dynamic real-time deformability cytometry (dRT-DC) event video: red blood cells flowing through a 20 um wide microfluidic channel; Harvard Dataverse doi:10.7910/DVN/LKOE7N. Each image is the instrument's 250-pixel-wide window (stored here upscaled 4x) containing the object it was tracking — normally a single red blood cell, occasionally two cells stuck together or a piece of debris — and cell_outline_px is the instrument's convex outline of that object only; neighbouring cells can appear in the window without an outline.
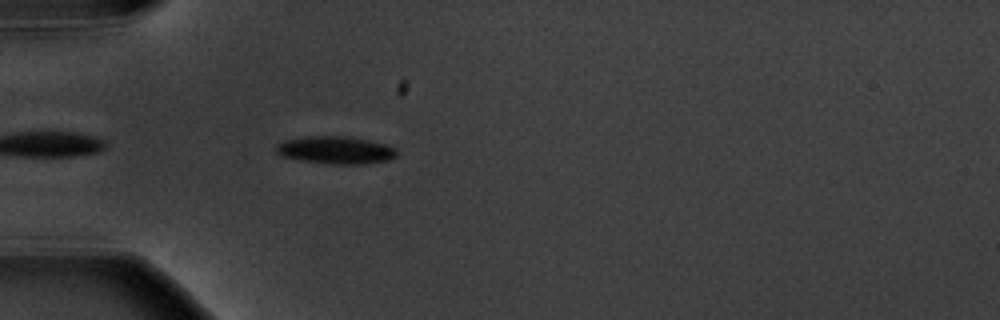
{"species": "common noctule bat (a hibernating species)", "species_latin": "Nyctalus noctula", "temperature_condition": "warm", "stored_images_in_passage": 4, "camera_frame_rate_fps": 3000, "um_per_image_px": 0.085, "animal": {"sex": "male", "body_mass_g": 20.1, "forearm_length_mm": 53.5}, "frame": {"image": 1, "passage_image": 4, "time_ms": 4.333, "image_size_px": [1000, 320], "cell_outline_px": [[396, 156], [388, 160], [364, 164], [332, 164], [300, 160], [284, 156], [276, 152], [276, 144], [284, 140], [308, 136], [348, 136], [388, 144], [396, 148]], "centroid_in_image_um": [28.55, 12.75], "position_along_channel_um": 56.4, "area_um2": 19.42}}